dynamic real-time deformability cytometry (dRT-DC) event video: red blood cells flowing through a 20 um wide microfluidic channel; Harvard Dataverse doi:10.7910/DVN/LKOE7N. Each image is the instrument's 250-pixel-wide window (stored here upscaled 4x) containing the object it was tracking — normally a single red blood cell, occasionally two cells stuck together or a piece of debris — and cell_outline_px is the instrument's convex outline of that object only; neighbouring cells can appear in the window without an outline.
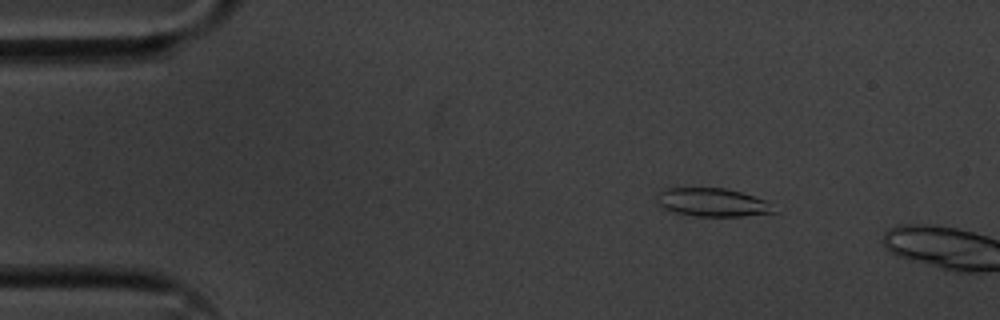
{"species": "common noctule bat (a hibernating species)", "species_latin": "Nyctalus noctula", "temperature_condition": "cold", "stored_images_in_passage": 9, "camera_frame_rate_fps": 3000, "um_per_image_px": 0.085, "animal": {"sex": "male", "body_mass_g": 20.1, "forearm_length_mm": 53.5}, "frame": {"image": 1, "passage_image": 6, "time_ms": 1.667, "image_size_px": [1000, 320], "cell_outline_px": [[776, 212], [744, 216], [696, 216], [676, 212], [664, 208], [656, 204], [656, 196], [660, 192], [668, 188], [724, 188], [740, 192], [764, 200]], "centroid_in_image_um": [60.49, 17.2], "position_along_channel_um": 24.5, "area_um2": 18.96}}